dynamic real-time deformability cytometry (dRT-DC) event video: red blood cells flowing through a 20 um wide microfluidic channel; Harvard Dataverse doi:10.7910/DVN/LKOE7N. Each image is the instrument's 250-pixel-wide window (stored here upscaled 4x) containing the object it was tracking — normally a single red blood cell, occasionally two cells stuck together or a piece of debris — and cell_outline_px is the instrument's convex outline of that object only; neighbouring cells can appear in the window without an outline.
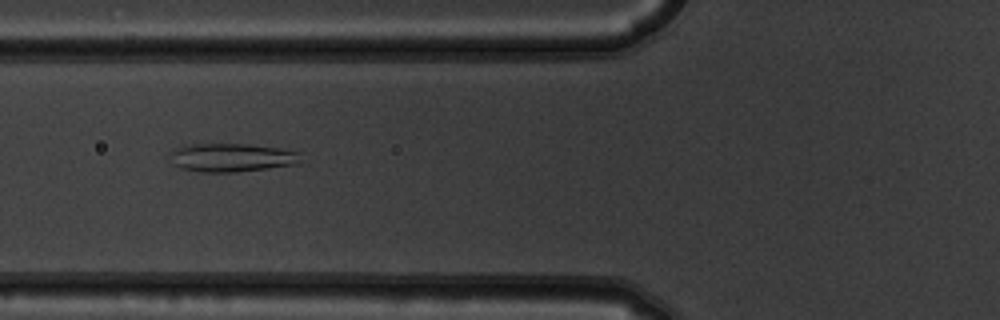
{"species": "common noctule bat (a hibernating species)", "species_latin": "Nyctalus noctula", "temperature_condition": "warm", "stored_images_in_passage": 15, "camera_frame_rate_fps": 3000, "um_per_image_px": 0.085, "animal": {"sex": "male", "body_mass_g": 19.5, "forearm_length_mm": 54.6}, "frame": {"image": 1, "passage_image": 7, "time_ms": 2.0, "image_size_px": [1000, 320], "cell_outline_px": [[300, 164], [236, 172], [204, 172], [180, 168], [172, 164], [172, 148], [184, 144], [244, 144], [276, 148], [300, 152]], "centroid_in_image_um": [19.67, 13.39], "position_along_channel_um": 106.1, "area_um2": 21.68}}
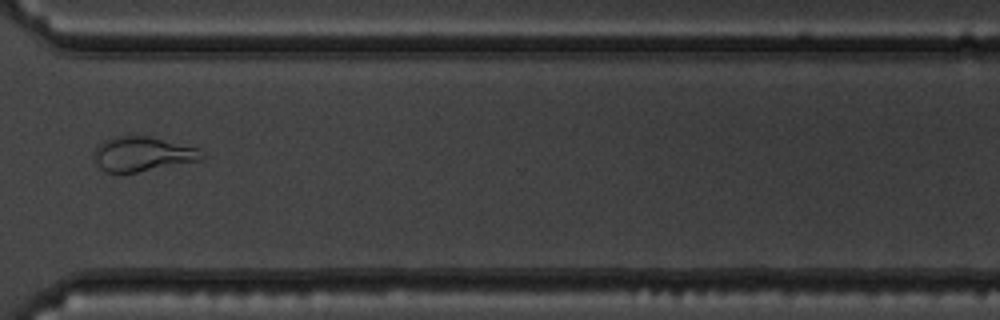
{"frame": {"image": 2, "passage_image": 13, "time_ms": 4.0, "image_size_px": [1000, 320], "cell_outline_px": [[204, 156], [200, 160], [136, 172], [104, 172], [100, 168], [92, 156], [92, 152], [96, 144], [104, 140], [116, 136], [148, 136], [200, 148], [204, 152]], "centroid_in_image_um": [12.07, 13.08], "position_along_channel_um": 358.5, "area_um2": 21.79}}
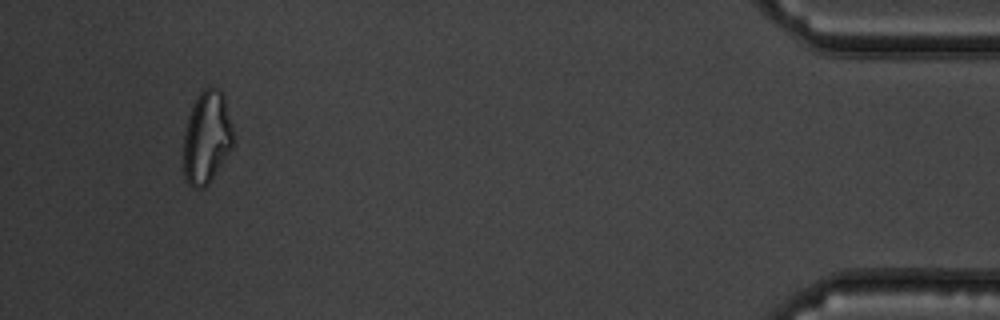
{"frame": {"image": 3, "passage_image": 15, "time_ms": 4.667, "image_size_px": [1000, 320], "cell_outline_px": [[236, 140], [232, 148], [208, 184], [204, 188], [192, 188], [188, 184], [184, 176], [184, 132], [188, 116], [192, 104], [200, 92], [204, 88], [216, 88], [224, 96]], "centroid_in_image_um": [17.58, 11.7], "position_along_channel_um": 417.6, "area_um2": 26.99}}